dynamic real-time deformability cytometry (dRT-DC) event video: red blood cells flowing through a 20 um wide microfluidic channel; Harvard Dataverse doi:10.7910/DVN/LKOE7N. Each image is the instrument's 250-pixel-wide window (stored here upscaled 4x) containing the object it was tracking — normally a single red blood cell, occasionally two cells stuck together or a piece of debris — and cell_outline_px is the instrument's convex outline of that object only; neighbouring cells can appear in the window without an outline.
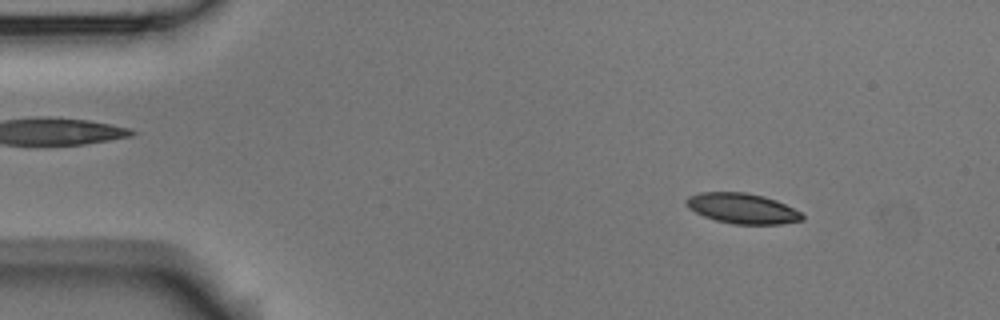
{"species": "Egyptian fruit bat (a non-hibernating species)", "species_latin": "Rousettus aegyptiacus", "temperature_condition": "room temperature", "stored_images_in_passage": 56, "camera_frame_rate_fps": 3000, "um_per_image_px": 0.085, "animal": {"sex": "male"}, "frame": {"image": 1, "passage_image": 7, "time_ms": 2.0, "image_size_px": [1000, 320], "cell_outline_px": [[804, 220], [780, 224], [732, 224], [716, 220], [704, 216], [688, 208], [684, 200], [688, 196], [700, 192], [744, 192], [764, 196], [776, 200], [800, 212], [804, 216]], "centroid_in_image_um": [63.07, 17.71], "position_along_channel_um": 21.9, "area_um2": 20.46}}
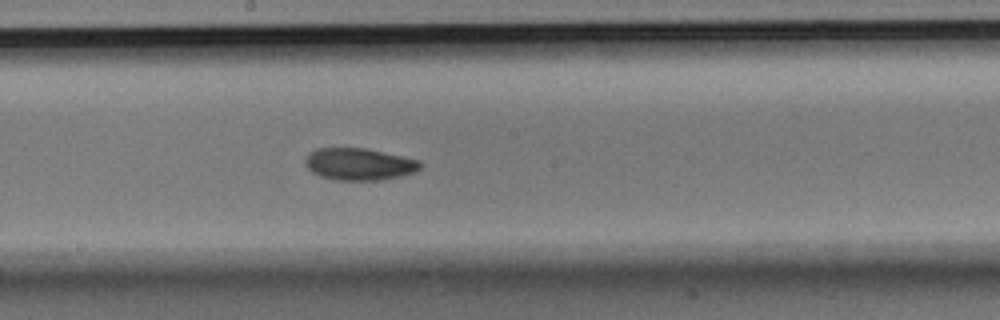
{"frame": {"image": 2, "passage_image": 30, "time_ms": 9.667, "image_size_px": [1000, 320], "cell_outline_px": [[424, 164], [416, 172], [400, 176], [380, 180], [336, 180], [320, 176], [312, 172], [304, 164], [304, 160], [308, 152], [316, 148], [364, 148], [420, 160]], "centroid_in_image_um": [30.51, 13.95], "position_along_channel_um": 217.7, "area_um2": 21.62}}
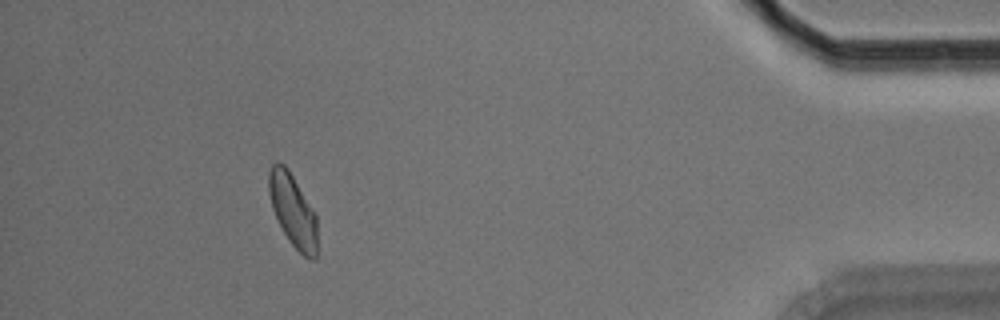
{"frame": {"image": 3, "passage_image": 51, "time_ms": 16.667, "image_size_px": [1000, 320], "cell_outline_px": [[316, 260], [312, 260], [304, 256], [292, 244], [284, 232], [272, 208], [268, 192], [268, 172], [272, 164], [276, 160], [284, 164], [288, 168], [316, 216]], "centroid_in_image_um": [24.86, 17.84], "position_along_channel_um": 410.3, "area_um2": 20.17}, "authors_computed_cell_mechanics": {"area_um2": 20.808, "velocity_mm_per_s": 3.5654, "shape_relaxation_time_tau1_ms": 5.0749, "shape_relaxation_time_tau2_ms": 7.7257, "deformation_change_tau1": 0.1111, "deformation_change_tau2": 0.1241}}